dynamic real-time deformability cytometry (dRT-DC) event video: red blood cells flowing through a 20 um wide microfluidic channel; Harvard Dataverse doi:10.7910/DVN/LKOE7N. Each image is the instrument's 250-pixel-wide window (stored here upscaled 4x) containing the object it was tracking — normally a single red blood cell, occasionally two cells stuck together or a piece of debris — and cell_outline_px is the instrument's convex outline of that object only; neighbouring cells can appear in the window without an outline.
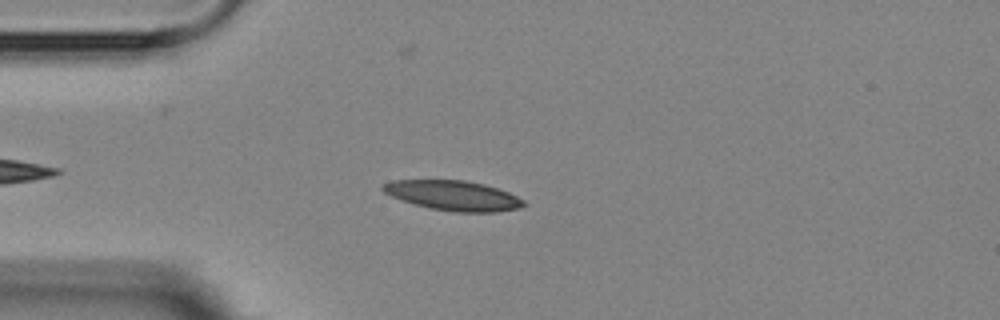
{"species": "Egyptian fruit bat (a non-hibernating species)", "species_latin": "Rousettus aegyptiacus", "temperature_condition": "room temperature", "stored_images_in_passage": 8, "camera_frame_rate_fps": 3000, "um_per_image_px": 0.085, "animal": {"sex": "female"}, "frame": {"image": 1, "passage_image": 3, "time_ms": 2.333, "image_size_px": [1000, 320], "cell_outline_px": [[528, 204], [520, 208], [496, 212], [452, 212], [428, 208], [392, 196], [384, 192], [380, 188], [384, 184], [392, 180], [464, 180], [484, 184], [508, 192], [524, 200]], "centroid_in_image_um": [38.56, 16.62], "position_along_channel_um": 46.4, "area_um2": 24.45}}
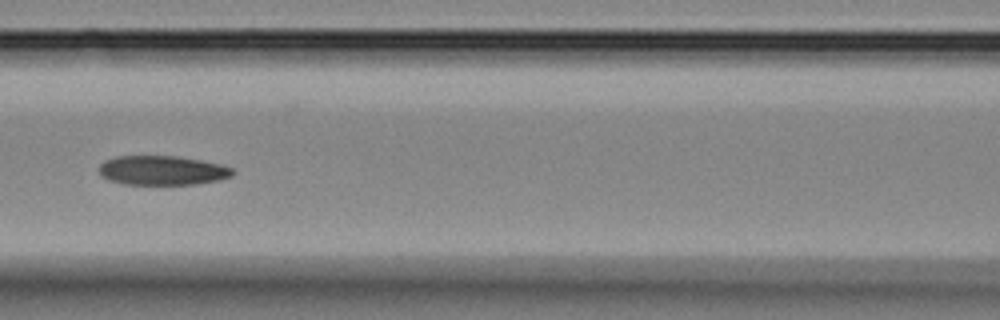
{"frame": {"image": 2, "passage_image": 6, "time_ms": 5.667, "image_size_px": [1000, 320], "cell_outline_px": [[236, 172], [232, 176], [220, 180], [196, 184], [120, 184], [108, 180], [100, 176], [100, 164], [104, 160], [116, 156], [176, 156], [200, 160], [220, 164], [232, 168]], "centroid_in_image_um": [13.78, 14.49], "position_along_channel_um": 152.8, "area_um2": 23.0}}
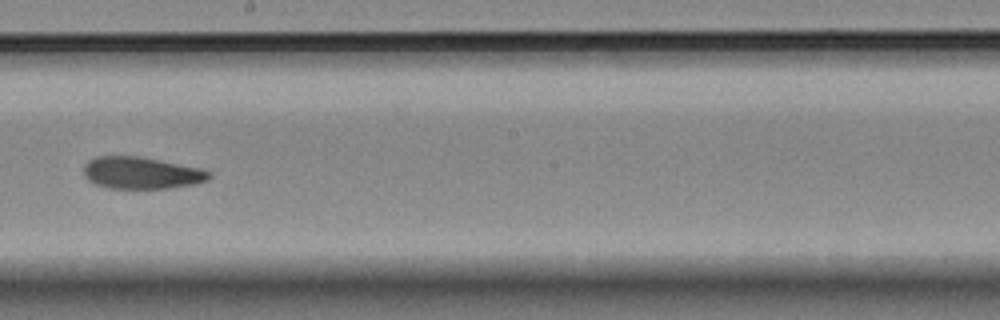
{"frame": {"image": 3, "passage_image": 8, "time_ms": 8.0, "image_size_px": [1000, 320], "cell_outline_px": [[212, 176], [208, 180], [192, 184], [168, 188], [108, 188], [96, 184], [88, 180], [84, 176], [84, 164], [88, 160], [96, 156], [140, 156], [200, 168], [208, 172]], "centroid_in_image_um": [11.98, 14.69], "position_along_channel_um": 236.2, "area_um2": 23.24}}